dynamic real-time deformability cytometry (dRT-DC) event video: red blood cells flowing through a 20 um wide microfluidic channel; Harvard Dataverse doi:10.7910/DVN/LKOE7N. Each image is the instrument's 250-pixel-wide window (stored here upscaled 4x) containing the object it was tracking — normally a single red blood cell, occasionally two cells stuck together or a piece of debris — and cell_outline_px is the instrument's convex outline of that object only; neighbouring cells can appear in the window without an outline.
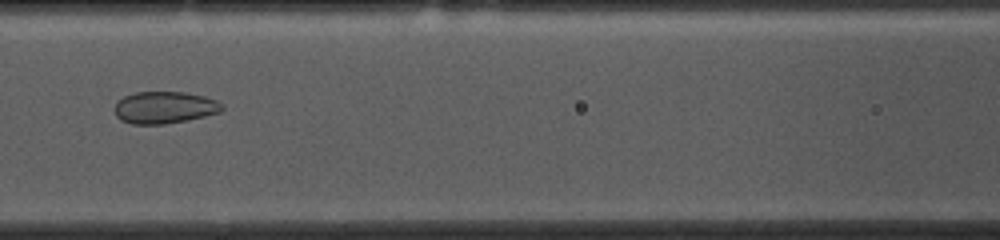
{"species": "common noctule bat (a hibernating species)", "species_latin": "Nyctalus noctula", "temperature_condition": "cold", "stored_images_in_passage": 53, "camera_frame_rate_fps": 3000, "um_per_image_px": 0.085, "animal": {"sex": "female", "body_mass_g": 10.0, "forearm_length_mm": 53.1}, "frame": {"image": 1, "passage_image": 22, "time_ms": 7.0, "image_size_px": [1000, 240], "cell_outline_px": [[224, 108], [220, 112], [188, 120], [164, 124], [132, 124], [120, 120], [116, 116], [116, 100], [124, 96], [136, 92], [184, 92], [204, 96], [216, 100]], "centroid_in_image_um": [13.96, 9.14], "position_along_channel_um": 152.6, "area_um2": 20.0}}
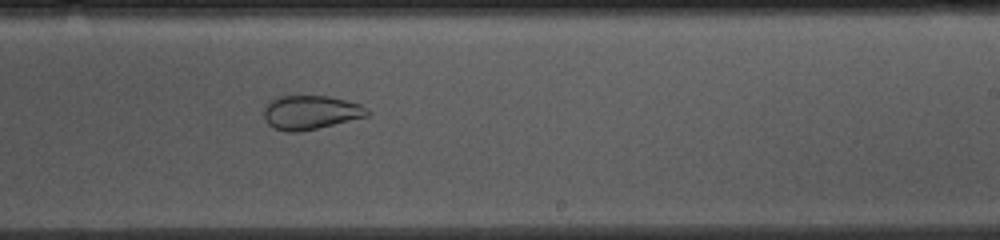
{"frame": {"image": 2, "passage_image": 31, "time_ms": 10.0, "image_size_px": [1000, 240], "cell_outline_px": [[372, 112], [368, 116], [300, 132], [288, 132], [276, 128], [268, 124], [264, 116], [264, 108], [268, 100], [276, 96], [328, 96], [360, 104], [368, 108]], "centroid_in_image_um": [26.4, 9.54], "position_along_channel_um": 262.6, "area_um2": 20.52}}
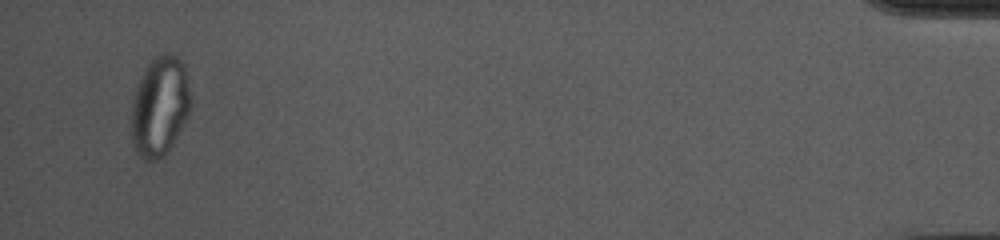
{"frame": {"image": 3, "passage_image": 51, "time_ms": 16.667, "image_size_px": [1000, 240], "cell_outline_px": [[188, 116], [184, 124], [168, 152], [164, 156], [152, 160], [144, 160], [136, 152], [132, 140], [132, 100], [136, 88], [148, 64], [156, 56], [168, 52], [172, 52], [184, 64], [188, 92]], "centroid_in_image_um": [13.56, 9.06], "position_along_channel_um": 421.6, "area_um2": 33.81}}